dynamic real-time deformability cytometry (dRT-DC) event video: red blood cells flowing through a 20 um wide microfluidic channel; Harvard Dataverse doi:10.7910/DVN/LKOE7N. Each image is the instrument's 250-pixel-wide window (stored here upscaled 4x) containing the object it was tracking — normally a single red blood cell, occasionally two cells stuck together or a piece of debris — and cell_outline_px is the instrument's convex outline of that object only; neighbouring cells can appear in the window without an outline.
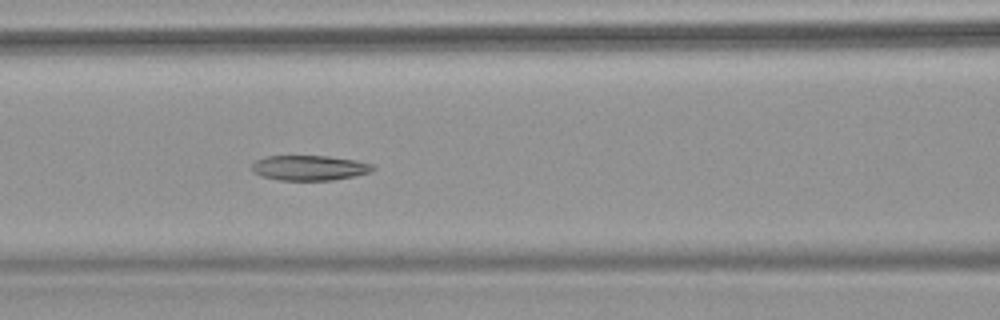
{"species": "common noctule bat (a hibernating species)", "species_latin": "Nyctalus noctula", "temperature_condition": "warm", "stored_images_in_passage": 9, "camera_frame_rate_fps": 3000, "um_per_image_px": 0.085, "animal": {"sex": "female", "body_mass_g": 18.4}, "frame": {"image": 1, "passage_image": 9, "time_ms": 2.667, "image_size_px": [1000, 320], "cell_outline_px": [[376, 168], [368, 172], [352, 176], [332, 180], [280, 180], [260, 176], [252, 172], [252, 164], [256, 160], [264, 156], [328, 156], [356, 160], [372, 164]], "centroid_in_image_um": [26.25, 14.26], "position_along_channel_um": 140.3, "area_um2": 17.63}}